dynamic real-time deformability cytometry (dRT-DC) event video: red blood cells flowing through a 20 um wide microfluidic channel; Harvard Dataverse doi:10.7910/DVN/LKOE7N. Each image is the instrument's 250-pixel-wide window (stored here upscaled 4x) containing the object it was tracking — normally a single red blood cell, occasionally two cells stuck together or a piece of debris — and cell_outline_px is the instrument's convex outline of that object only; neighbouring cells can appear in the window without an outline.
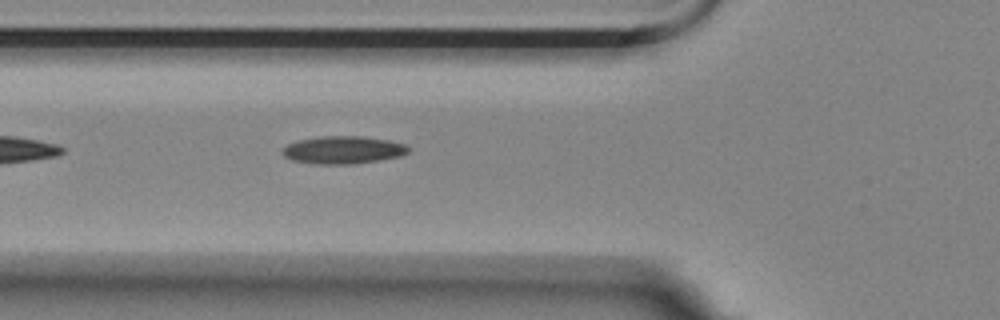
{"species": "Egyptian fruit bat (a non-hibernating species)", "species_latin": "Rousettus aegyptiacus", "temperature_condition": "room temperature", "stored_images_in_passage": 38, "camera_frame_rate_fps": 3000, "um_per_image_px": 0.085, "animal": {"sex": "female"}, "frame": {"image": 1, "passage_image": 6, "time_ms": 1.667, "image_size_px": [1000, 320], "cell_outline_px": [[408, 152], [400, 156], [380, 160], [348, 164], [316, 164], [292, 160], [284, 156], [284, 148], [288, 144], [300, 140], [320, 136], [364, 136], [388, 140], [404, 144], [408, 148]], "centroid_in_image_um": [29.17, 12.74], "position_along_channel_um": 96.6, "area_um2": 20.06}}
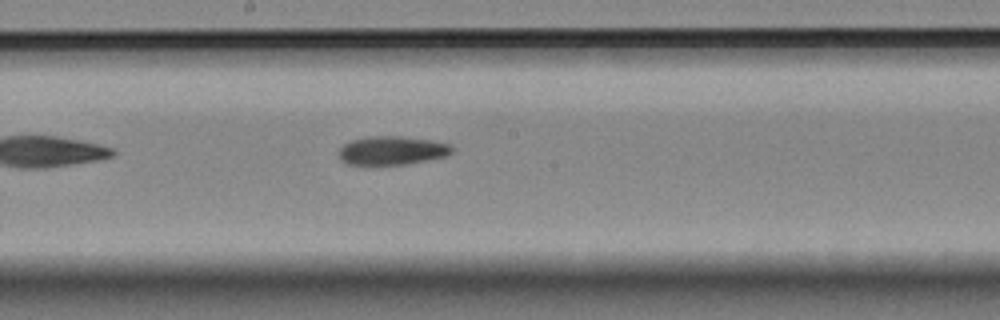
{"frame": {"image": 2, "passage_image": 16, "time_ms": 5.0, "image_size_px": [1000, 320], "cell_outline_px": [[452, 152], [444, 156], [428, 160], [404, 164], [344, 164], [340, 160], [340, 148], [344, 144], [352, 140], [368, 136], [400, 136], [432, 140], [452, 144]], "centroid_in_image_um": [33.32, 12.78], "position_along_channel_um": 214.9, "area_um2": 18.79}}
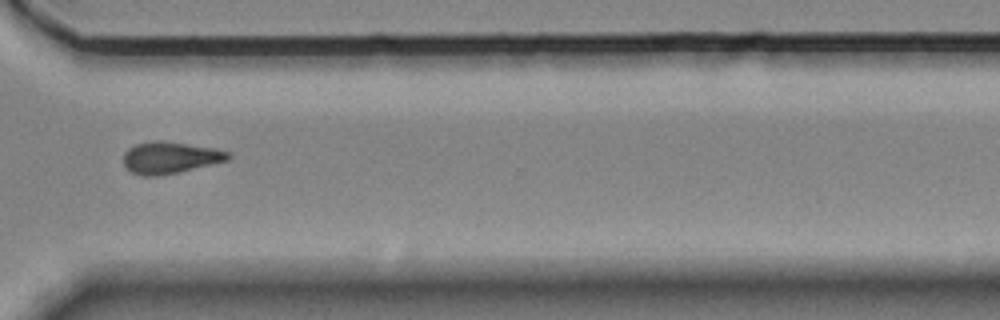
{"frame": {"image": 3, "passage_image": 28, "time_ms": 9.0, "image_size_px": [1000, 320], "cell_outline_px": [[232, 156], [228, 160], [160, 176], [144, 176], [132, 172], [124, 164], [124, 152], [128, 148], [136, 144], [152, 140], [160, 140], [216, 148], [228, 152]], "centroid_in_image_um": [14.45, 13.38], "position_along_channel_um": 356.2, "area_um2": 19.25}}